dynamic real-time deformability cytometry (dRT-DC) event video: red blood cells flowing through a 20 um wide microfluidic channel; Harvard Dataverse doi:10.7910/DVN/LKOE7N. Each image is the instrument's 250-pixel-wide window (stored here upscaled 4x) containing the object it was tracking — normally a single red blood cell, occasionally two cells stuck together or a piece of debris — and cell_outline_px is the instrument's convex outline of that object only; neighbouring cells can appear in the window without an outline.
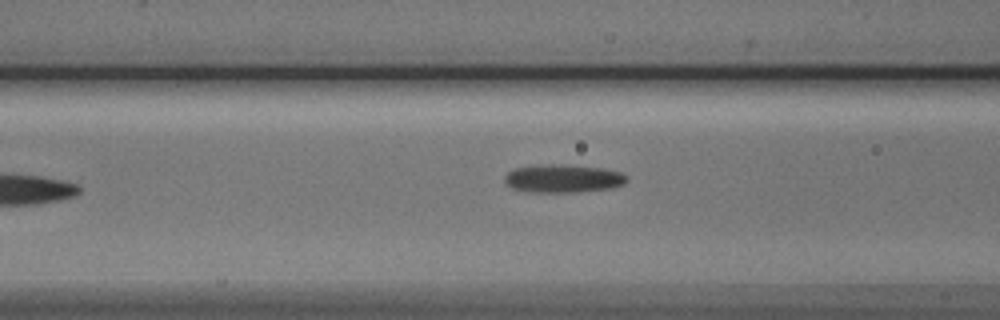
{"species": "Egyptian fruit bat (a non-hibernating species)", "species_latin": "Rousettus aegyptiacus", "temperature_condition": "cold", "stored_images_in_passage": 8, "camera_frame_rate_fps": 3000, "um_per_image_px": 0.085, "animal": {"sex": "male"}, "frame": {"image": 1, "passage_image": 7, "time_ms": 7.333, "image_size_px": [1000, 320], "cell_outline_px": [[628, 180], [624, 184], [612, 188], [576, 192], [528, 192], [512, 188], [504, 184], [504, 176], [508, 172], [516, 168], [548, 164], [552, 164], [600, 168], [620, 172], [628, 176]], "centroid_in_image_um": [47.85, 15.19], "position_along_channel_um": 118.8, "area_um2": 19.94}}
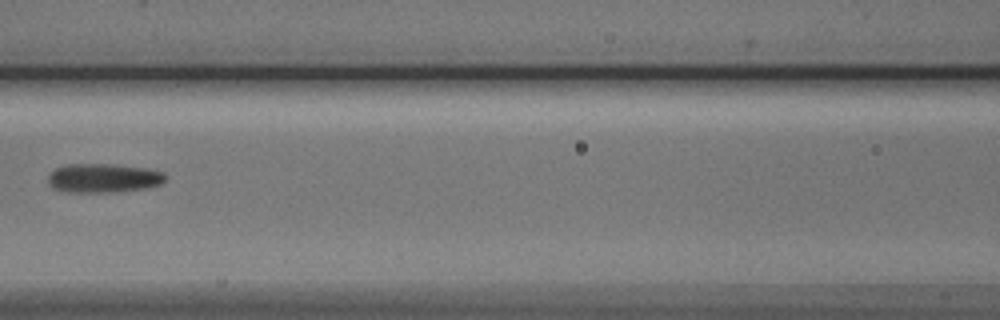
{"frame": {"image": 2, "passage_image": 8, "time_ms": 8.333, "image_size_px": [1000, 320], "cell_outline_px": [[168, 180], [160, 184], [148, 188], [116, 192], [68, 192], [52, 188], [48, 184], [48, 176], [56, 168], [68, 164], [104, 164], [148, 168], [164, 172], [168, 176]], "centroid_in_image_um": [8.84, 15.14], "position_along_channel_um": 157.8, "area_um2": 20.06}}